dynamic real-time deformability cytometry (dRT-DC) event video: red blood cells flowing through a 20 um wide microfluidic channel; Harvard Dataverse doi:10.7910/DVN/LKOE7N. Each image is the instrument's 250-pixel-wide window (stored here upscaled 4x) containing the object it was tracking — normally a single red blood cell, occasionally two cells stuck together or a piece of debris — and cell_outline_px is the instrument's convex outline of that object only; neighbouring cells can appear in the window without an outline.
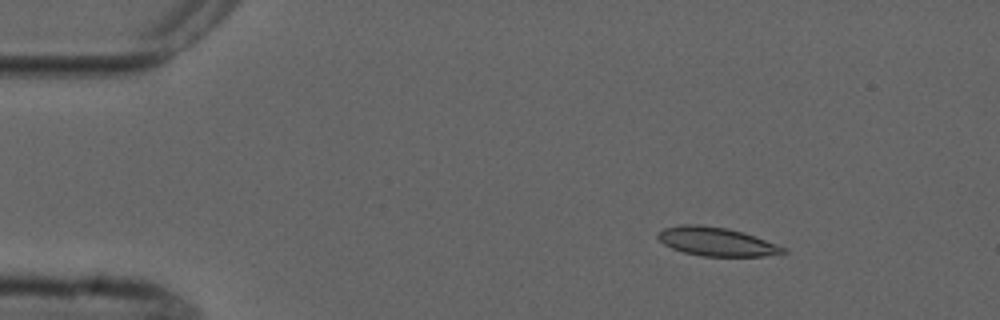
{"species": "common noctule bat (a hibernating species)", "species_latin": "Nyctalus noctula", "temperature_condition": "cold", "stored_images_in_passage": 5, "camera_frame_rate_fps": 3000, "um_per_image_px": 0.085, "animal": {"sex": "male", "forearm_length_mm": 52.5}, "frame": {"image": 1, "passage_image": 3, "time_ms": 2.333, "image_size_px": [1000, 320], "cell_outline_px": [[788, 252], [764, 256], [700, 256], [684, 252], [672, 248], [664, 244], [656, 236], [656, 232], [664, 228], [680, 224], [700, 224], [728, 228], [776, 244], [784, 248]], "centroid_in_image_um": [60.82, 20.53], "position_along_channel_um": 24.2, "area_um2": 20.75}}